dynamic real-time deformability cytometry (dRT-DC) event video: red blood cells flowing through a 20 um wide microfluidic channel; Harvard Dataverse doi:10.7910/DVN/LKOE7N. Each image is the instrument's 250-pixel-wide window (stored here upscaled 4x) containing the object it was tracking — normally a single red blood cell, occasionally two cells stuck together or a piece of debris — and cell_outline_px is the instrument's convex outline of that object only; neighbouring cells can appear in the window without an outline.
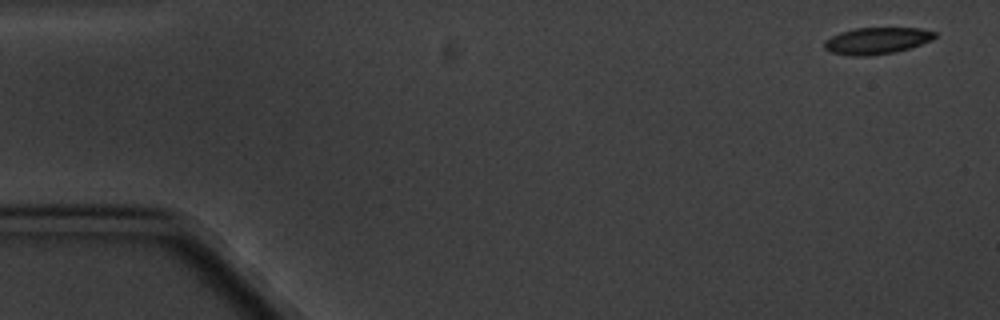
{"species": "common noctule bat (a hibernating species)", "species_latin": "Nyctalus noctula", "temperature_condition": "cold", "stored_images_in_passage": 5, "camera_frame_rate_fps": 3000, "um_per_image_px": 0.085, "animal": {"sex": "male", "body_mass_g": 20.1, "forearm_length_mm": 53.5}, "frame": {"image": 1, "passage_image": 1, "time_ms": 0.0, "image_size_px": [1000, 320], "cell_outline_px": [[936, 36], [932, 40], [896, 52], [868, 56], [852, 56], [832, 52], [824, 48], [824, 40], [840, 32], [856, 28], [920, 28], [936, 32]], "centroid_in_image_um": [74.52, 3.46], "position_along_channel_um": 10.5, "area_um2": 17.11}}
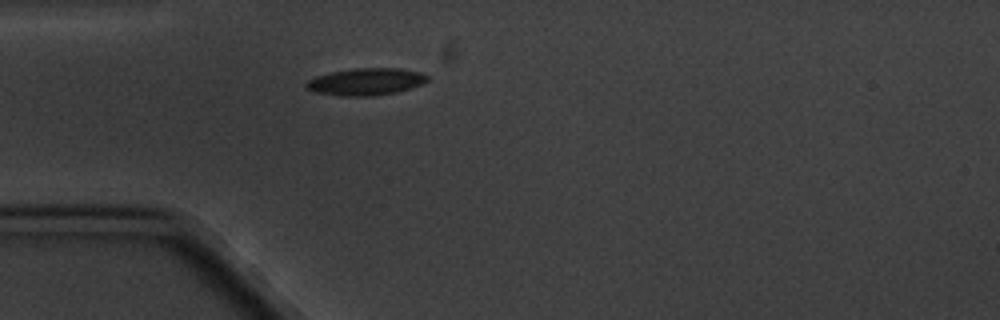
{"frame": {"image": 2, "passage_image": 5, "time_ms": 4.667, "image_size_px": [1000, 320], "cell_outline_px": [[428, 80], [420, 84], [396, 92], [372, 96], [340, 96], [316, 92], [308, 88], [304, 84], [308, 80], [316, 76], [332, 72], [352, 68], [400, 68], [420, 72], [428, 76]], "centroid_in_image_um": [31.09, 6.94], "position_along_channel_um": 53.9, "area_um2": 18.96}}